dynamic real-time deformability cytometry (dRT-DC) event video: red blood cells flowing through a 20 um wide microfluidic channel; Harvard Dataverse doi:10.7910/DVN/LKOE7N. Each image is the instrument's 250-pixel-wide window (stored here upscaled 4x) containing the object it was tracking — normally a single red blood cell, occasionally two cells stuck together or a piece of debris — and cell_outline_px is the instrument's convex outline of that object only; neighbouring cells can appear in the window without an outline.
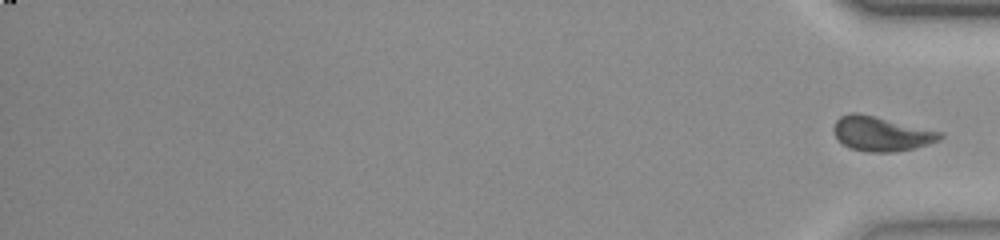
{"species": "common noctule bat (a hibernating species)", "species_latin": "Nyctalus noctula", "temperature_condition": "room temperature", "stored_images_in_passage": 54, "segment_of_instrument_passage": [2, 2], "camera_frame_rate_fps": 3000, "um_per_image_px": 0.085, "animal": {"sex": "female", "body_mass_g": 23.0, "forearm_length_mm": 53.4}, "frame": {"image": 1, "passage_image": 54, "time_ms": 17.667, "image_size_px": [1000, 240], "cell_outline_px": [[944, 136], [940, 140], [916, 148], [892, 152], [868, 152], [848, 148], [836, 136], [832, 128], [836, 120], [840, 116], [852, 112], [856, 112], [944, 132]], "centroid_in_image_um": [74.93, 11.37], "position_along_channel_um": 360.3, "area_um2": 21.44}}